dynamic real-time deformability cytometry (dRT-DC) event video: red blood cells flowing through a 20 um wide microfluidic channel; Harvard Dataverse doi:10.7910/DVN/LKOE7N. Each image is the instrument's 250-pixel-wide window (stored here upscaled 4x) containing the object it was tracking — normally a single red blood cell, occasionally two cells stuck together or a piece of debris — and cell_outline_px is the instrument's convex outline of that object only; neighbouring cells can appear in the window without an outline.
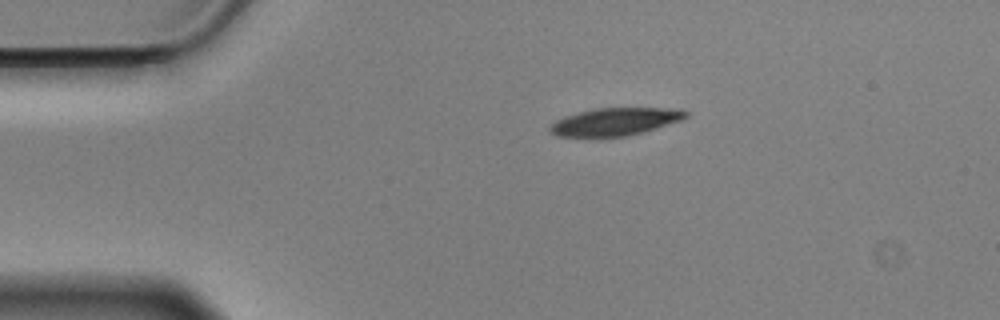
{"species": "Egyptian fruit bat (a non-hibernating species)", "species_latin": "Rousettus aegyptiacus", "temperature_condition": "cold", "stored_images_in_passage": 47, "camera_frame_rate_fps": 3000, "um_per_image_px": 0.085, "animal": {"sex": "male"}, "frame": {"image": 1, "passage_image": 1, "time_ms": 0.0, "image_size_px": [1000, 320], "cell_outline_px": [[688, 116], [684, 120], [656, 128], [624, 136], [600, 140], [596, 140], [556, 136], [548, 132], [548, 128], [556, 120], [564, 116], [596, 108], [680, 108], [688, 112]], "centroid_in_image_um": [52.23, 10.39], "position_along_channel_um": 32.8, "area_um2": 22.83}}
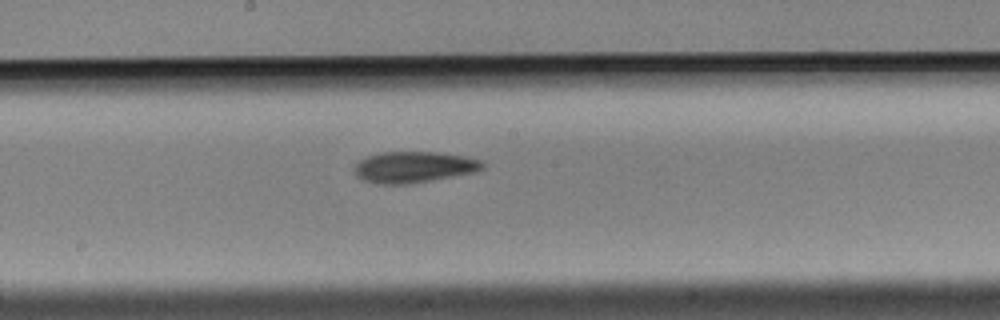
{"frame": {"image": 2, "passage_image": 20, "time_ms": 6.333, "image_size_px": [1000, 320], "cell_outline_px": [[484, 168], [476, 172], [408, 184], [376, 184], [364, 180], [356, 176], [352, 168], [360, 160], [368, 156], [380, 152], [436, 152], [464, 156], [480, 160], [484, 164]], "centroid_in_image_um": [35.15, 14.2], "position_along_channel_um": 213.1, "area_um2": 23.29}}
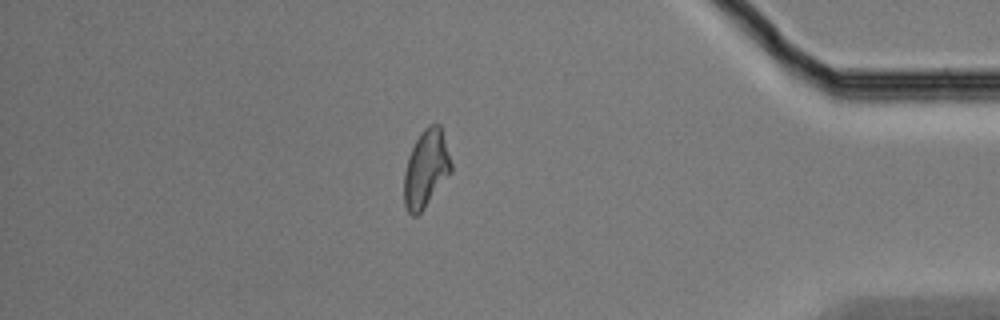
{"frame": {"image": 3, "passage_image": 39, "time_ms": 12.667, "image_size_px": [1000, 320], "cell_outline_px": [[452, 172], [424, 208], [416, 216], [412, 216], [408, 212], [404, 204], [404, 172], [408, 156], [420, 132], [428, 124], [440, 124], [452, 164]], "centroid_in_image_um": [36.21, 14.34], "position_along_channel_um": 399.0, "area_um2": 21.27}, "authors_computed_cell_mechanics": {"area_um2": 22.3108, "velocity_mm_per_s": 3.5073, "shape_relaxation_time_tau1_ms": 5.1776, "shape_relaxation_time_tau2_ms": 6.284, "deformation_change_tau1": 0.1368, "deformation_change_tau2": 0.1356}}